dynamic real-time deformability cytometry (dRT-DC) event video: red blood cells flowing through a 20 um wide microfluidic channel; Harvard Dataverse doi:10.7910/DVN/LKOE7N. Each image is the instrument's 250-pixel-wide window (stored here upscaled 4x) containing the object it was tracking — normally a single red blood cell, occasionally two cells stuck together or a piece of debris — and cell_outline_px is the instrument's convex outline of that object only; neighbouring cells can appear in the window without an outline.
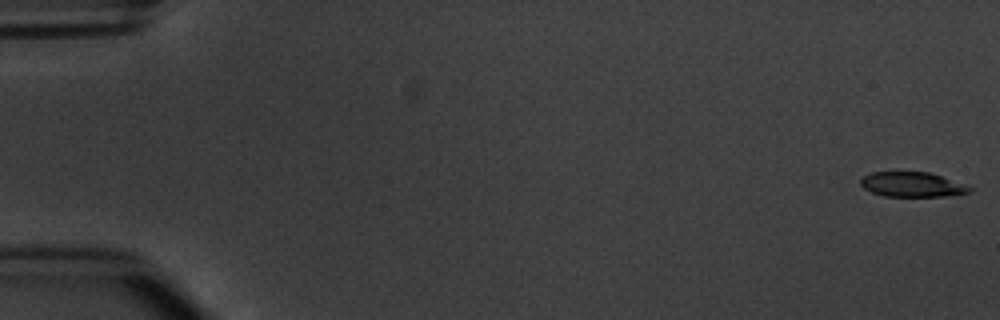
{"species": "common noctule bat (a hibernating species)", "species_latin": "Nyctalus noctula", "temperature_condition": "warm", "stored_images_in_passage": 5, "camera_frame_rate_fps": 3000, "um_per_image_px": 0.085, "animal": {"sex": "male", "body_mass_g": 20.1, "forearm_length_mm": 53.5}, "frame": {"image": 1, "passage_image": 1, "time_ms": 0.0, "image_size_px": [1000, 320], "cell_outline_px": [[972, 192], [944, 196], [884, 196], [872, 192], [864, 188], [860, 184], [860, 180], [864, 176], [872, 172], [928, 172], [964, 184], [972, 188]], "centroid_in_image_um": [77.52, 15.68], "position_along_channel_um": 7.5, "area_um2": 15.55}}
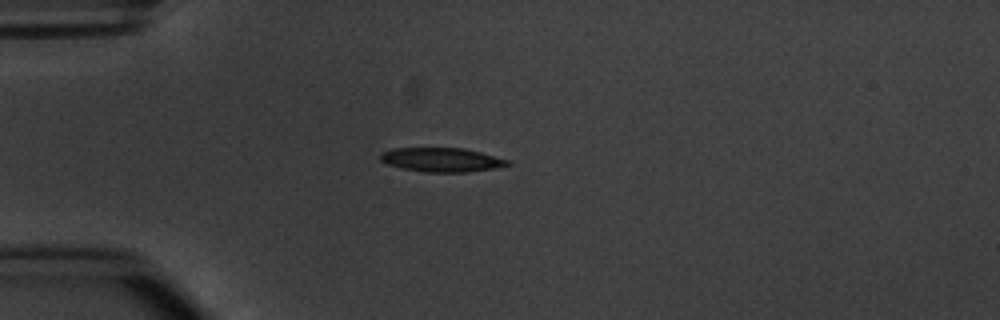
{"frame": {"image": 2, "passage_image": 5, "time_ms": 4.667, "image_size_px": [1000, 320], "cell_outline_px": [[512, 164], [496, 168], [468, 172], [424, 172], [404, 168], [388, 164], [380, 160], [380, 152], [392, 148], [464, 148], [480, 152], [508, 160]], "centroid_in_image_um": [37.53, 13.58], "position_along_channel_um": 47.5, "area_um2": 17.8}}